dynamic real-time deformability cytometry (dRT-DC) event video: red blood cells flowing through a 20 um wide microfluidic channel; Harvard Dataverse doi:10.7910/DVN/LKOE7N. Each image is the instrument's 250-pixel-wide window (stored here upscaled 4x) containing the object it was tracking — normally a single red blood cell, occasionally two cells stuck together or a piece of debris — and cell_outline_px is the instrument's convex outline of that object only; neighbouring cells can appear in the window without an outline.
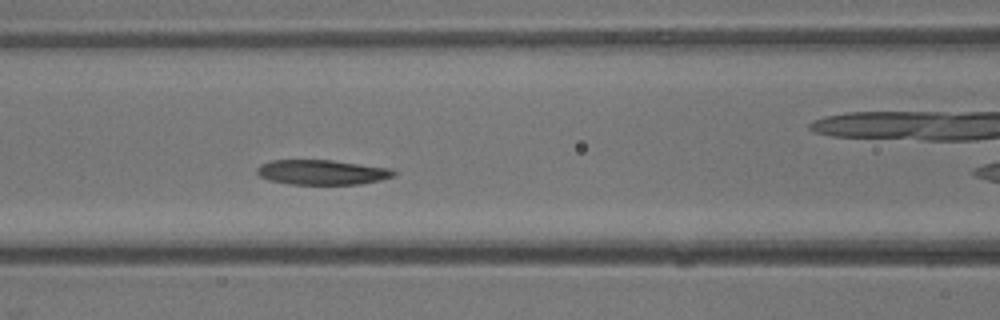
{"species": "common noctule bat (a hibernating species)", "species_latin": "Nyctalus noctula", "temperature_condition": "warm", "stored_images_in_passage": 7, "camera_frame_rate_fps": 3000, "um_per_image_px": 0.085, "animal": {"sex": "male", "body_mass_g": 13.3}, "frame": {"image": 1, "passage_image": 6, "time_ms": 1.667, "image_size_px": [1000, 320], "cell_outline_px": [[396, 176], [380, 180], [360, 184], [288, 184], [268, 180], [260, 176], [256, 172], [256, 168], [260, 164], [272, 160], [332, 160], [392, 168], [396, 172]], "centroid_in_image_um": [27.38, 14.64], "position_along_channel_um": 139.2, "area_um2": 20.0}}